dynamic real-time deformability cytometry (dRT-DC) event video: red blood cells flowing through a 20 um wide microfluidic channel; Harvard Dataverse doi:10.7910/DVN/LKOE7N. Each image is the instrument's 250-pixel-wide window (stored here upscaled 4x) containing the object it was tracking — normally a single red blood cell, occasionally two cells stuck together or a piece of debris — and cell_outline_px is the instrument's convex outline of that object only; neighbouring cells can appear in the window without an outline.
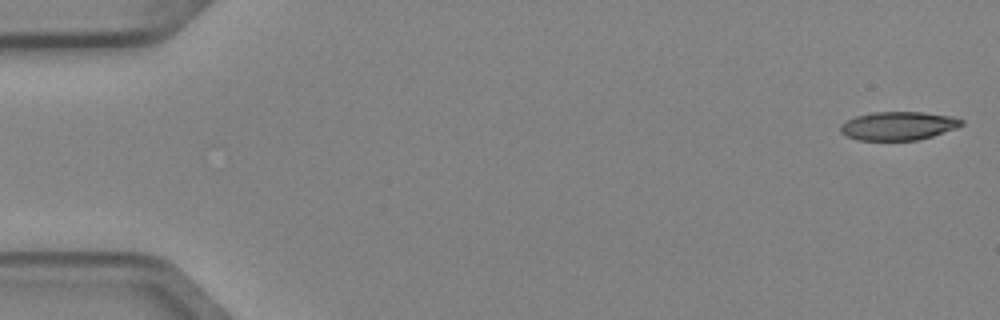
{"species": "Egyptian fruit bat (a non-hibernating species)", "species_latin": "Rousettus aegyptiacus", "temperature_condition": "cold", "stored_images_in_passage": 5, "camera_frame_rate_fps": 3000, "um_per_image_px": 0.085, "animal": {"sex": "female"}, "frame": {"image": 1, "passage_image": 1, "time_ms": 0.0, "image_size_px": [1000, 320], "cell_outline_px": [[964, 124], [956, 128], [932, 136], [916, 140], [856, 140], [840, 132], [840, 124], [856, 116], [872, 112], [924, 112], [952, 116], [964, 120]], "centroid_in_image_um": [76.36, 10.69], "position_along_channel_um": 8.6, "area_um2": 20.11}}
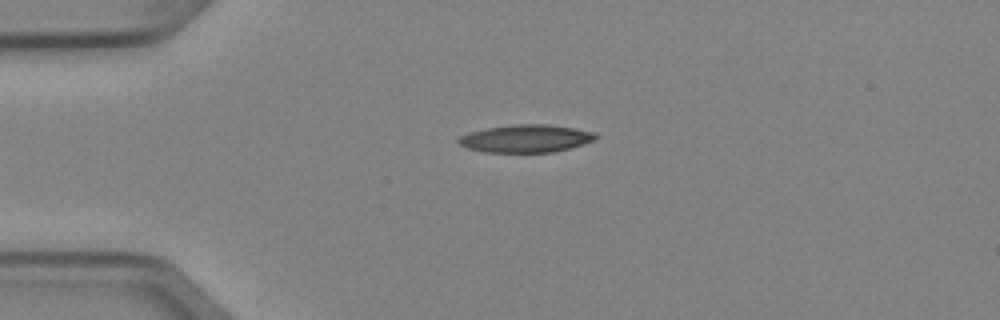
{"frame": {"image": 2, "passage_image": 4, "time_ms": 1.0, "image_size_px": [1000, 320], "cell_outline_px": [[600, 136], [596, 140], [568, 148], [552, 152], [484, 152], [468, 148], [460, 144], [456, 140], [460, 136], [468, 132], [484, 128], [516, 124], [544, 124], [572, 128], [596, 132]], "centroid_in_image_um": [44.69, 11.77], "position_along_channel_um": 40.3, "area_um2": 22.14}}